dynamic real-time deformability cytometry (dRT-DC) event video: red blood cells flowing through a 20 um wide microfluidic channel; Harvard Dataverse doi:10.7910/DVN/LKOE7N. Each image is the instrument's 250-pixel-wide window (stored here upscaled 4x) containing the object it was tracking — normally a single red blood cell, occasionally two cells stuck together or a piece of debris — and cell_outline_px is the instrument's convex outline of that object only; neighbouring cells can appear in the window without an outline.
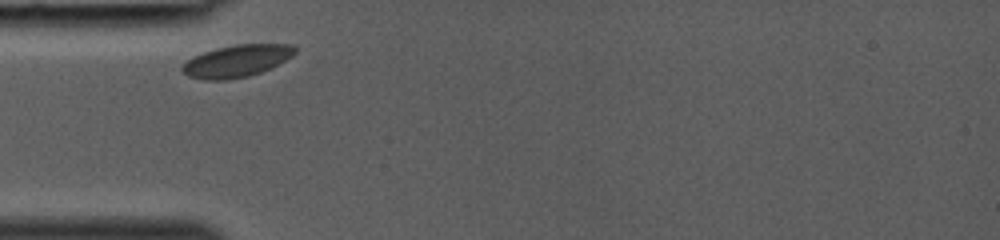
{"species": "common noctule bat (a hibernating species)", "species_latin": "Nyctalus noctula", "temperature_condition": "room temperature", "stored_images_in_passage": 23, "camera_frame_rate_fps": 3000, "um_per_image_px": 0.085, "animal": {"sex": "female", "body_mass_g": 19.0, "forearm_length_mm": 53.3}, "frame": {"image": 1, "passage_image": 1, "time_ms": 0.0, "image_size_px": [1000, 240], "cell_outline_px": [[296, 52], [292, 56], [272, 68], [248, 76], [228, 80], [204, 80], [188, 76], [180, 68], [180, 64], [192, 56], [216, 48], [236, 44], [292, 44], [296, 48]], "centroid_in_image_um": [20.09, 5.18], "position_along_channel_um": 64.9, "area_um2": 21.33}}
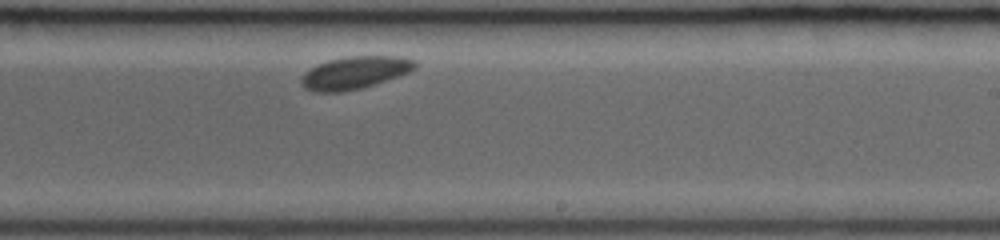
{"frame": {"image": 2, "passage_image": 14, "time_ms": 4.333, "image_size_px": [1000, 240], "cell_outline_px": [[416, 68], [408, 72], [360, 88], [340, 92], [316, 92], [304, 88], [300, 80], [300, 76], [304, 72], [316, 64], [328, 60], [344, 56], [404, 56], [416, 60]], "centroid_in_image_um": [30.11, 6.15], "position_along_channel_um": 258.9, "area_um2": 21.56}}
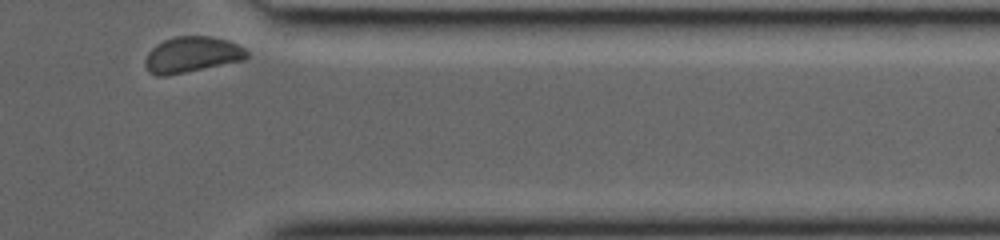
{"frame": {"image": 3, "passage_image": 23, "time_ms": 7.333, "image_size_px": [1000, 240], "cell_outline_px": [[248, 56], [244, 60], [164, 76], [156, 76], [148, 72], [144, 64], [144, 60], [148, 52], [156, 44], [164, 40], [176, 36], [208, 36], [224, 40], [236, 44], [244, 48], [248, 52]], "centroid_in_image_um": [16.26, 4.65], "position_along_channel_um": 395.1, "area_um2": 21.04}}